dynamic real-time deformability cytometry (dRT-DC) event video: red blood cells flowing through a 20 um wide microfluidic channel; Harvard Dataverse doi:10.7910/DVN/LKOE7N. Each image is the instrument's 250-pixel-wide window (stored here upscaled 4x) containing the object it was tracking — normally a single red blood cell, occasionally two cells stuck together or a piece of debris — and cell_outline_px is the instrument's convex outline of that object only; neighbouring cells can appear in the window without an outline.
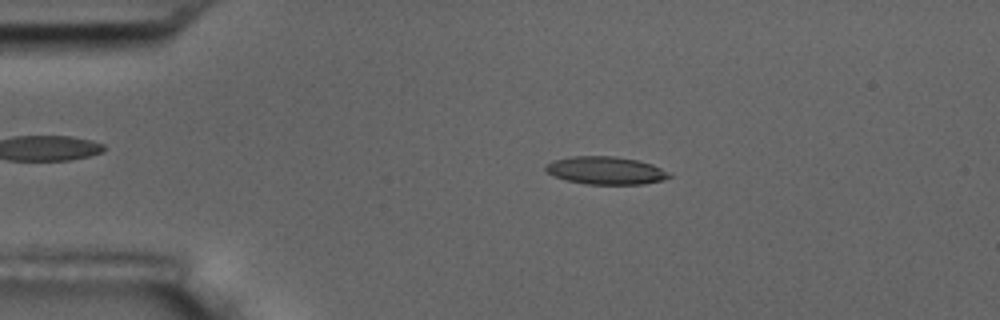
{"species": "common noctule bat (a hibernating species)", "species_latin": "Nyctalus noctula", "temperature_condition": "room temperature", "stored_images_in_passage": 5, "camera_frame_rate_fps": 3000, "um_per_image_px": 0.085, "animal": {"sex": "male", "body_mass_g": 17.5, "forearm_length_mm": 52.3}, "frame": {"image": 1, "passage_image": 3, "time_ms": 2.333, "image_size_px": [1000, 320], "cell_outline_px": [[672, 176], [664, 180], [644, 184], [584, 184], [568, 180], [556, 176], [548, 172], [544, 168], [552, 160], [572, 156], [612, 156], [636, 160], [652, 164], [660, 168]], "centroid_in_image_um": [51.49, 14.49], "position_along_channel_um": 33.5, "area_um2": 19.77}}
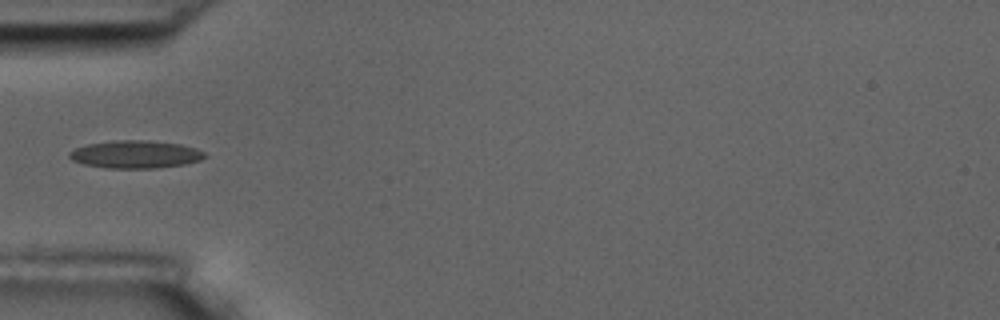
{"frame": {"image": 2, "passage_image": 5, "time_ms": 4.667, "image_size_px": [1000, 320], "cell_outline_px": [[208, 156], [200, 160], [184, 164], [156, 168], [108, 168], [84, 164], [72, 160], [68, 156], [68, 152], [76, 148], [88, 144], [120, 140], [148, 140], [180, 144], [196, 148], [204, 152]], "centroid_in_image_um": [11.53, 13.12], "position_along_channel_um": 73.5, "area_um2": 21.79}}